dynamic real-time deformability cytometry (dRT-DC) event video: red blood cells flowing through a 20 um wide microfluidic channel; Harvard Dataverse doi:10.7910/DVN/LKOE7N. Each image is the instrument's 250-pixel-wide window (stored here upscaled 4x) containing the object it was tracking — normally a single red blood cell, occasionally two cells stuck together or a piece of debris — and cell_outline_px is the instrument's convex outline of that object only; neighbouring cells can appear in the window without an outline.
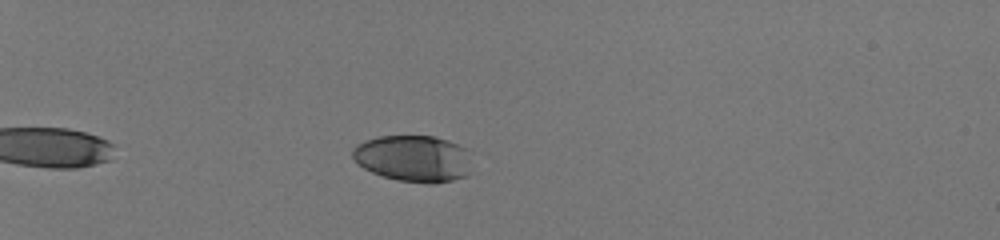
{"species": "human", "species_latin": "Homo sapiens", "temperature_condition": "room temperature", "stored_images_in_passage": 38, "camera_frame_rate_fps": 3000, "um_per_image_px": 0.085, "donor": {"sex": "male"}, "frame": {"image": 1, "passage_image": 1, "time_ms": 0.0, "image_size_px": [1000, 240], "cell_outline_px": [[468, 172], [464, 176], [452, 180], [432, 184], [428, 184], [400, 180], [384, 176], [372, 172], [364, 168], [352, 156], [352, 148], [356, 144], [364, 140], [380, 136], [432, 136], [448, 140], [464, 148]], "centroid_in_image_um": [35.06, 13.46], "position_along_channel_um": 49.9, "area_um2": 31.73}}
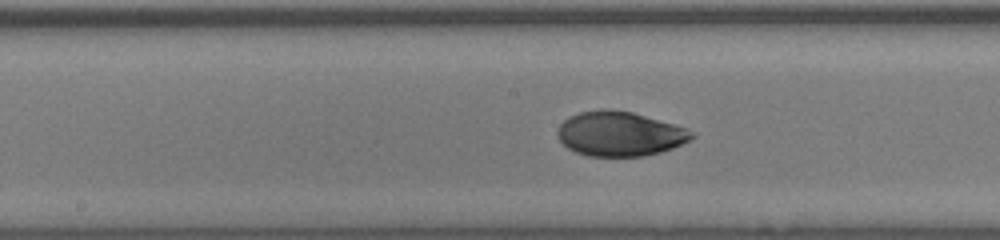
{"frame": {"image": 2, "passage_image": 17, "time_ms": 5.333, "image_size_px": [1000, 240], "cell_outline_px": [[696, 136], [692, 140], [672, 148], [660, 152], [644, 156], [588, 156], [576, 152], [568, 148], [556, 136], [556, 132], [560, 124], [568, 116], [580, 112], [600, 108], [608, 108], [632, 112], [688, 128], [696, 132]], "centroid_in_image_um": [52.69, 11.36], "position_along_channel_um": 195.5, "area_um2": 35.26}}
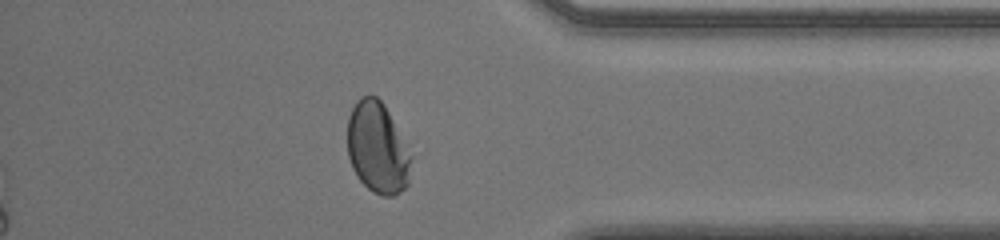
{"frame": {"image": 3, "passage_image": 33, "time_ms": 10.667, "image_size_px": [1000, 240], "cell_outline_px": [[412, 156], [408, 184], [400, 192], [392, 196], [384, 196], [372, 192], [360, 180], [352, 168], [348, 156], [348, 116], [356, 100], [360, 96], [376, 96], [384, 104]], "centroid_in_image_um": [32.08, 12.58], "position_along_channel_um": 403.1, "area_um2": 33.76}, "authors_computed_cell_mechanics": {"area_um2": 34.6511, "velocity_mm_per_s": 4.0333, "shape_relaxation_time_tau1_ms": 4.7897, "shape_relaxation_time_tau2_ms": 0.8232, "deformation_change_tau1": 0.1828, "deformation_change_tau2": 0.0364}}